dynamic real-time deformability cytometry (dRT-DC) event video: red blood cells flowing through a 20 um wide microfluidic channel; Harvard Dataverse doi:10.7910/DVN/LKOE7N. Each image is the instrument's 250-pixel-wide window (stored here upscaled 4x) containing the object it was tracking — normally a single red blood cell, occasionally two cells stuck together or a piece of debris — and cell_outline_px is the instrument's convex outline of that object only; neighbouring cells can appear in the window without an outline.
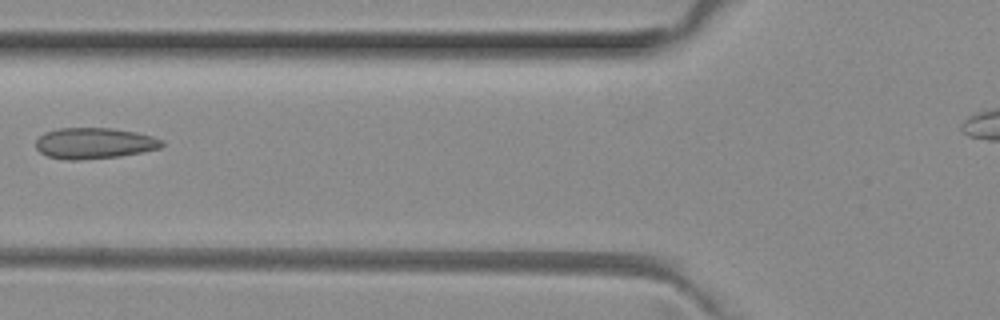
{"species": "common noctule bat (a hibernating species)", "species_latin": "Nyctalus noctula", "temperature_condition": "room temperature", "stored_images_in_passage": 4, "camera_frame_rate_fps": 3000, "um_per_image_px": 0.085, "animal": {"sex": "female", "body_mass_g": 29.2, "forearm_length_mm": 56.3}, "frame": {"image": 1, "passage_image": 4, "time_ms": 1.0, "image_size_px": [1000, 320], "cell_outline_px": [[164, 144], [160, 148], [120, 156], [76, 160], [68, 160], [48, 156], [40, 152], [36, 148], [36, 140], [44, 132], [60, 128], [112, 128], [136, 132], [152, 136], [164, 140]], "centroid_in_image_um": [8.01, 12.17], "position_along_channel_um": 117.8, "area_um2": 22.72}}